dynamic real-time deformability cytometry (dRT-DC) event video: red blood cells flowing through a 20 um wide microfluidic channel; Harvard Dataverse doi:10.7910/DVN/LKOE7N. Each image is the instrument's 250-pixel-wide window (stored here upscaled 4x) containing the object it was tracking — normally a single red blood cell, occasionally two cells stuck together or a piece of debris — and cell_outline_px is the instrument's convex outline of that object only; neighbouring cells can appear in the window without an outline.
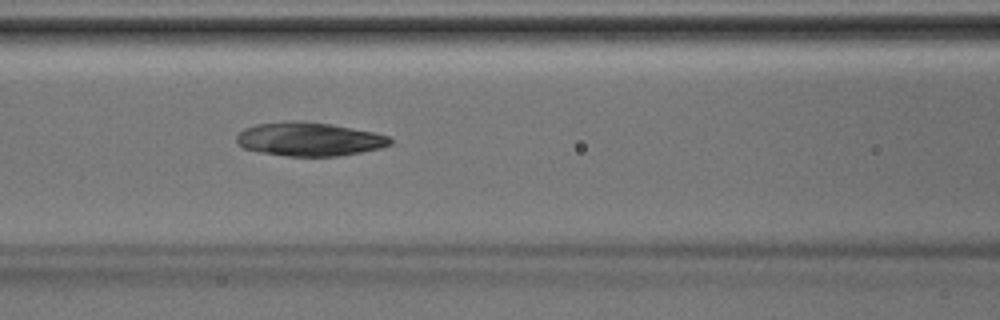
{"species": "Egyptian fruit bat (a non-hibernating species)", "species_latin": "Rousettus aegyptiacus", "temperature_condition": "room temperature", "stored_images_in_passage": 27, "camera_frame_rate_fps": 3000, "um_per_image_px": 0.085, "animal": {"sex": "male"}, "frame": {"image": 1, "passage_image": 8, "time_ms": 2.333, "image_size_px": [1000, 320], "cell_outline_px": [[392, 144], [380, 148], [340, 156], [288, 156], [260, 152], [244, 148], [236, 140], [236, 136], [244, 128], [256, 124], [332, 124], [372, 132], [388, 136], [392, 140]], "centroid_in_image_um": [26.33, 11.88], "position_along_channel_um": 140.3, "area_um2": 28.9}}